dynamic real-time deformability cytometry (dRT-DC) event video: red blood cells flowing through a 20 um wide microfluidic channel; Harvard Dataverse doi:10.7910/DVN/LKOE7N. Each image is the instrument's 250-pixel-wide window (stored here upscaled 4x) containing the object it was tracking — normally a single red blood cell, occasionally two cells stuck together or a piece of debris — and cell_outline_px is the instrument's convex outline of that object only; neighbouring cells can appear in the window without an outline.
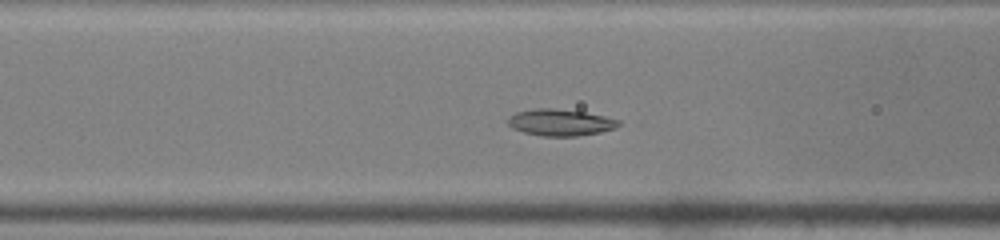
{"species": "common noctule bat (a hibernating species)", "species_latin": "Nyctalus noctula", "temperature_condition": "warm", "stored_images_in_passage": 42, "camera_frame_rate_fps": 3000, "um_per_image_px": 0.085, "animal": {"sex": "male", "body_mass_g": 19.0, "forearm_length_mm": 50.8}, "frame": {"image": 1, "passage_image": 13, "time_ms": 4.0, "image_size_px": [1000, 240], "cell_outline_px": [[624, 124], [616, 128], [600, 132], [576, 136], [540, 136], [524, 132], [512, 128], [508, 124], [508, 116], [516, 112], [536, 108], [552, 108], [584, 112], [604, 116], [620, 120]], "centroid_in_image_um": [47.65, 10.41], "position_along_channel_um": 119.0, "area_um2": 17.28}}
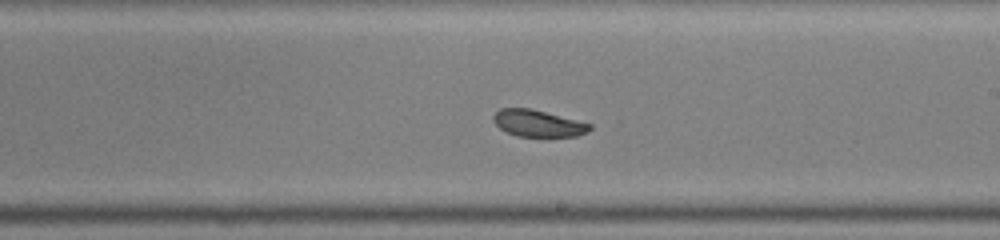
{"frame": {"image": 2, "passage_image": 22, "time_ms": 7.0, "image_size_px": [1000, 240], "cell_outline_px": [[592, 128], [588, 132], [576, 136], [516, 136], [500, 128], [492, 120], [492, 116], [500, 108], [532, 108], [592, 124]], "centroid_in_image_um": [45.73, 10.47], "position_along_channel_um": 243.3, "area_um2": 15.03}}
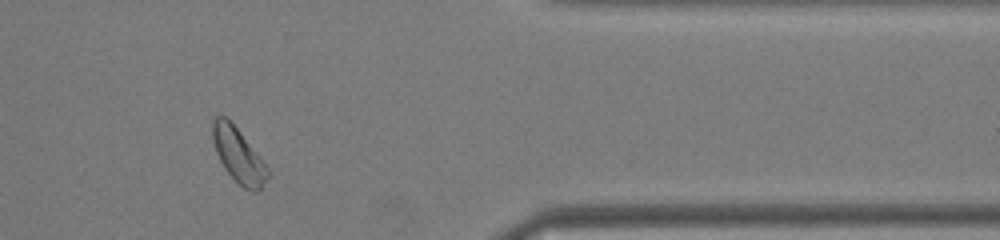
{"frame": {"image": 3, "passage_image": 34, "time_ms": 11.0, "image_size_px": [1000, 240], "cell_outline_px": [[268, 176], [260, 188], [256, 192], [252, 192], [244, 188], [224, 168], [216, 152], [212, 140], [212, 120], [216, 116], [224, 116], [236, 128], [260, 156], [268, 168]], "centroid_in_image_um": [20.24, 13.2], "position_along_channel_um": 391.2, "area_um2": 17.05}, "authors_computed_cell_mechanics": {"area_um2": 17.3689, "velocity_mm_per_s": 4.1591, "shape_relaxation_time_tau1_ms": 4.8735, "shape_relaxation_time_tau2_ms": 2.7341, "deformation_change_tau1": 0.0886, "deformation_change_tau2": 0.0631}}